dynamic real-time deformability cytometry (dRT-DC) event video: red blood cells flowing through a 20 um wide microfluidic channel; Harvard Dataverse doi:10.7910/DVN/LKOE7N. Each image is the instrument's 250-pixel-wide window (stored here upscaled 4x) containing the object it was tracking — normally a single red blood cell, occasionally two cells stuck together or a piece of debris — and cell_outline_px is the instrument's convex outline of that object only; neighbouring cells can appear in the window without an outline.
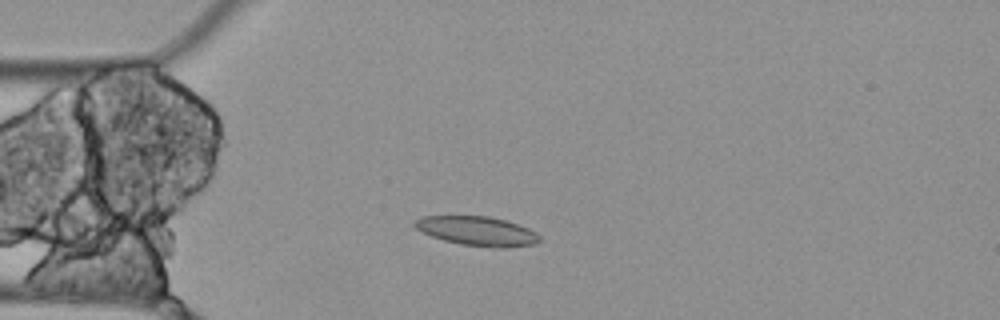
{"species": "Egyptian fruit bat (a non-hibernating species)", "species_latin": "Rousettus aegyptiacus", "temperature_condition": "cold", "stored_images_in_passage": 7, "camera_frame_rate_fps": 3000, "um_per_image_px": 0.085, "animal": {"sex": "female"}, "frame": {"image": 1, "passage_image": 3, "time_ms": 0.667, "image_size_px": [1000, 320], "cell_outline_px": [[540, 240], [536, 244], [508, 248], [496, 248], [460, 244], [444, 240], [432, 236], [416, 228], [412, 224], [412, 220], [424, 216], [488, 216], [504, 220], [528, 228], [536, 232], [540, 236]], "centroid_in_image_um": [40.57, 19.64], "position_along_channel_um": 44.4, "area_um2": 21.33}}
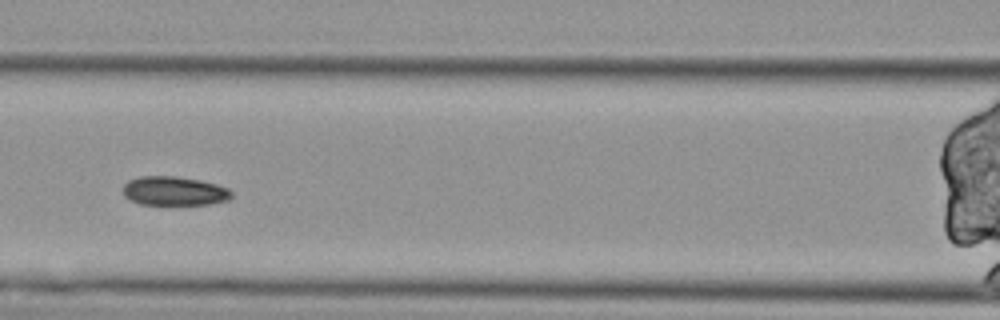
{"frame": {"image": 2, "passage_image": 6, "time_ms": 1.667, "image_size_px": [1000, 320], "cell_outline_px": [[232, 200], [208, 204], [140, 204], [128, 200], [124, 196], [124, 184], [128, 180], [140, 176], [176, 176], [200, 180], [216, 184], [228, 188], [232, 192]], "centroid_in_image_um": [14.82, 16.23], "position_along_channel_um": 151.8, "area_um2": 18.5}}
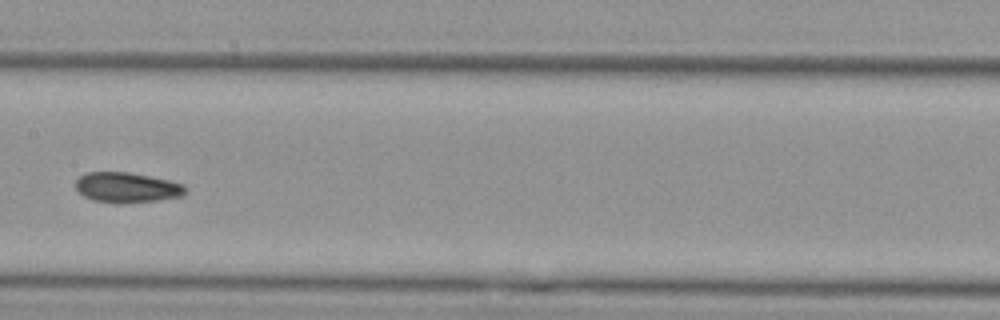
{"frame": {"image": 3, "passage_image": 7, "time_ms": 2.0, "image_size_px": [1000, 320], "cell_outline_px": [[184, 196], [156, 200], [92, 200], [84, 196], [76, 188], [76, 180], [84, 172], [128, 172], [168, 180], [184, 184]], "centroid_in_image_um": [10.77, 15.88], "position_along_channel_um": 196.6, "area_um2": 18.32}}